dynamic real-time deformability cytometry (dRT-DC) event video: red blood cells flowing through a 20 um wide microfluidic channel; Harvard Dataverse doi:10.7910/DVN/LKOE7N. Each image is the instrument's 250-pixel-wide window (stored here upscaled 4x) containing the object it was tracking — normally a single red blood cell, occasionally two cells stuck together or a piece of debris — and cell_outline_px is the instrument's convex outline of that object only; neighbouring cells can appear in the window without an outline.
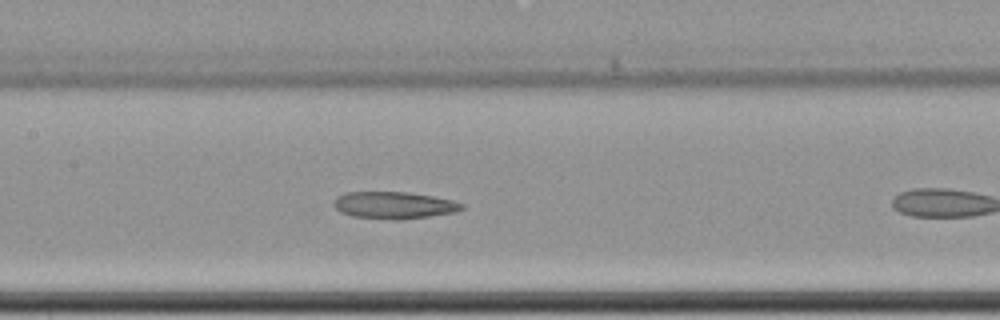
{"species": "common noctule bat (a hibernating species)", "species_latin": "Nyctalus noctula", "temperature_condition": "cold", "stored_images_in_passage": 19, "camera_frame_rate_fps": 3000, "um_per_image_px": 0.085, "animal": {"sex": "female", "body_mass_g": 22.7, "forearm_length_mm": 54.2}, "frame": {"image": 1, "passage_image": 11, "time_ms": 3.333, "image_size_px": [1000, 320], "cell_outline_px": [[464, 208], [452, 212], [428, 216], [396, 220], [352, 216], [340, 212], [332, 204], [336, 196], [344, 192], [408, 192], [432, 196], [452, 200], [464, 204]], "centroid_in_image_um": [33.43, 17.43], "position_along_channel_um": 174.0, "area_um2": 20.06}}
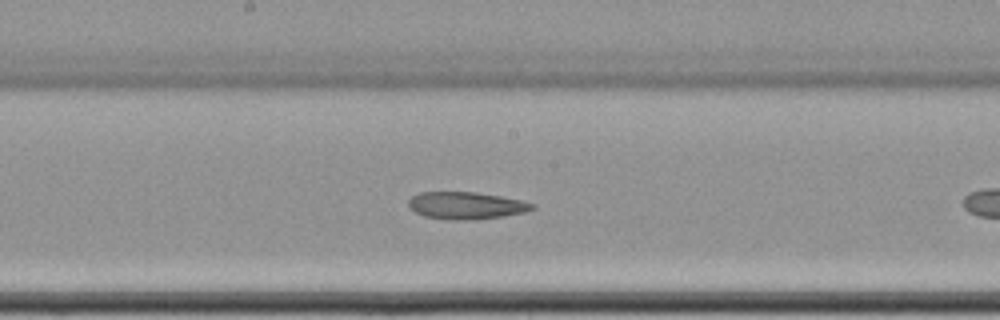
{"frame": {"image": 2, "passage_image": 14, "time_ms": 4.333, "image_size_px": [1000, 320], "cell_outline_px": [[536, 208], [524, 212], [476, 220], [452, 220], [424, 216], [408, 208], [408, 200], [412, 196], [420, 192], [476, 192], [500, 196], [520, 200], [536, 204]], "centroid_in_image_um": [39.6, 17.47], "position_along_channel_um": 208.6, "area_um2": 19.65}}